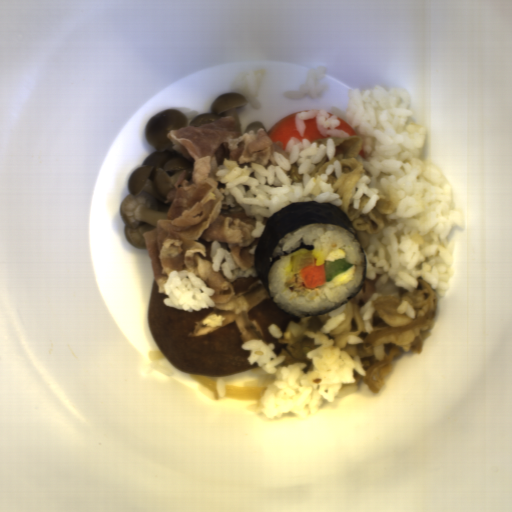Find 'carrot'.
<instances>
[{"label":"carrot","mask_w":512,"mask_h":512,"mask_svg":"<svg viewBox=\"0 0 512 512\" xmlns=\"http://www.w3.org/2000/svg\"><path fill=\"white\" fill-rule=\"evenodd\" d=\"M296 113L287 115L267 131L269 138L283 143V149H285L288 140L292 137H295L298 141L310 140L312 142L325 137L320 134L315 117L305 120L306 129L304 135L300 136L296 126Z\"/></svg>","instance_id":"b8716197"},{"label":"carrot","mask_w":512,"mask_h":512,"mask_svg":"<svg viewBox=\"0 0 512 512\" xmlns=\"http://www.w3.org/2000/svg\"><path fill=\"white\" fill-rule=\"evenodd\" d=\"M298 272L306 289H314L326 283L325 262L317 265L316 261Z\"/></svg>","instance_id":"cead05ca"}]
</instances>
